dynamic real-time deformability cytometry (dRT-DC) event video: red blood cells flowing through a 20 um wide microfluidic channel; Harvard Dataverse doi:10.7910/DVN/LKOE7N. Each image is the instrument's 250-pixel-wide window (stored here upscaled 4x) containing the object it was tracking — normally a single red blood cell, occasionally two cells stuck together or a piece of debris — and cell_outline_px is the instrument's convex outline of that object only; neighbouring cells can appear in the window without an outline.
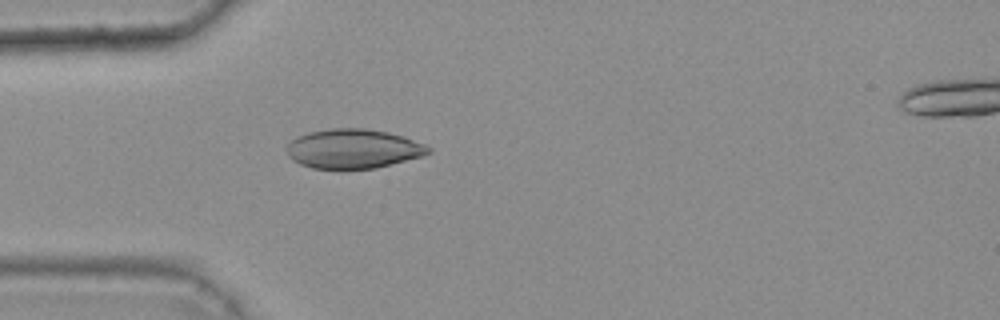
{"species": "common noctule bat (a hibernating species)", "species_latin": "Nyctalus noctula", "temperature_condition": "warm", "stored_images_in_passage": 34, "camera_frame_rate_fps": 3000, "um_per_image_px": 0.085, "animal": {"sex": "female", "body_mass_g": 25.1}, "frame": {"image": 1, "passage_image": 3, "time_ms": 0.667, "image_size_px": [1000, 320], "cell_outline_px": [[432, 152], [420, 156], [376, 168], [312, 168], [300, 164], [292, 160], [288, 156], [284, 148], [296, 136], [308, 132], [332, 128], [364, 128], [388, 132], [404, 136], [424, 144], [432, 148]], "centroid_in_image_um": [29.99, 12.63], "position_along_channel_um": 55.0, "area_um2": 32.48}}
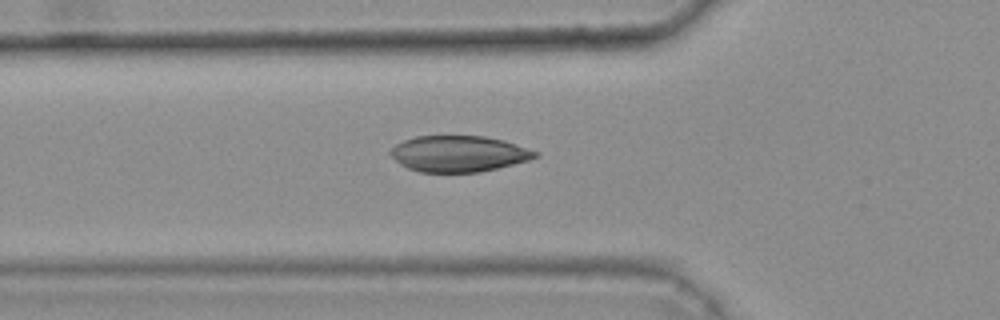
{"frame": {"image": 2, "passage_image": 6, "time_ms": 1.667, "image_size_px": [1000, 320], "cell_outline_px": [[540, 156], [528, 160], [480, 172], [420, 172], [408, 168], [400, 164], [388, 152], [396, 144], [404, 140], [416, 136], [484, 136], [504, 140], [540, 152]], "centroid_in_image_um": [39.0, 13.06], "position_along_channel_um": 86.8, "area_um2": 30.4}}
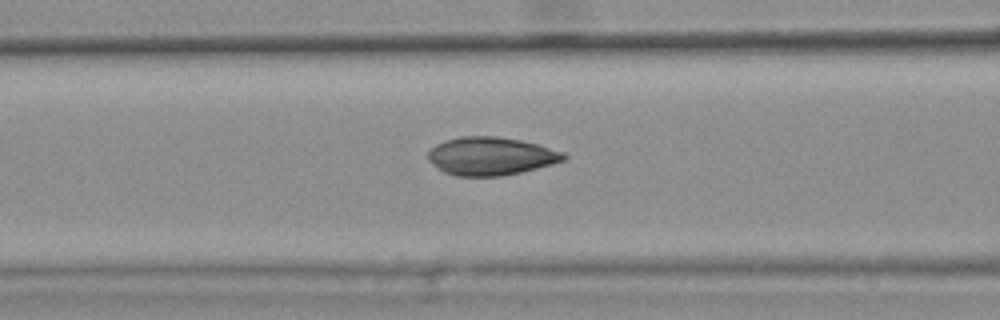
{"frame": {"image": 3, "passage_image": 9, "time_ms": 2.667, "image_size_px": [1000, 320], "cell_outline_px": [[568, 156], [564, 160], [552, 164], [504, 176], [456, 176], [444, 172], [436, 168], [428, 160], [428, 152], [436, 144], [444, 140], [460, 136], [496, 136], [520, 140], [540, 144], [564, 152]], "centroid_in_image_um": [41.72, 13.27], "position_along_channel_um": 124.9, "area_um2": 30.35}, "authors_computed_cell_mechanics": {"area_um2": 29.2468, "velocity_mm_per_s": 3.7511, "shape_relaxation_time_tau1_ms": 7.0172, "shape_relaxation_time_tau2_ms": 1.5042, "deformation_change_tau1": 0.154, "deformation_change_tau2": 0.0394}}